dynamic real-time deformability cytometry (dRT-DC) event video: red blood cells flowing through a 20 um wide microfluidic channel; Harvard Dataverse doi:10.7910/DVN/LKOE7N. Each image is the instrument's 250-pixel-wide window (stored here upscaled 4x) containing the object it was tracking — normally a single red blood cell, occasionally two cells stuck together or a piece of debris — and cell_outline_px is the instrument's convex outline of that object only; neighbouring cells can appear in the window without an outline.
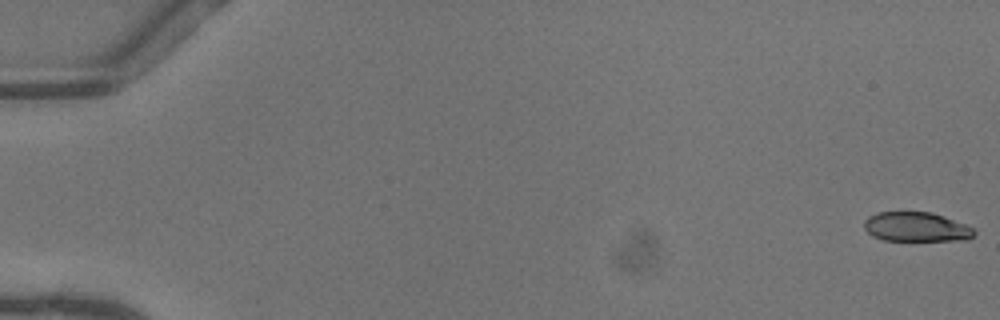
{"species": "common noctule bat (a hibernating species)", "species_latin": "Nyctalus noctula", "temperature_condition": "warm", "stored_images_in_passage": 52, "camera_frame_rate_fps": 3000, "um_per_image_px": 0.085, "animal": {"sex": "female"}, "frame": {"image": 1, "passage_image": 1, "time_ms": 0.0, "image_size_px": [1000, 320], "cell_outline_px": [[976, 232], [968, 240], [884, 240], [872, 236], [864, 228], [864, 220], [868, 216], [876, 212], [932, 212], [944, 216], [964, 224], [972, 228]], "centroid_in_image_um": [77.85, 19.28], "position_along_channel_um": 7.1, "area_um2": 18.84}}
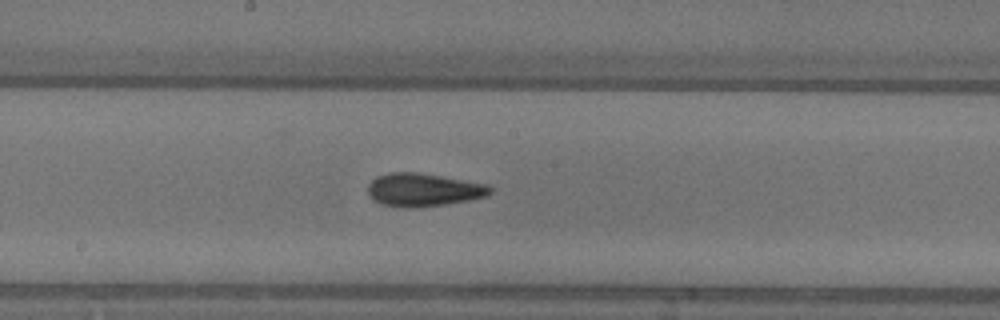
{"frame": {"image": 2, "passage_image": 29, "time_ms": 9.333, "image_size_px": [1000, 320], "cell_outline_px": [[492, 192], [488, 196], [468, 200], [420, 208], [400, 208], [380, 204], [372, 200], [368, 196], [368, 184], [376, 176], [388, 172], [416, 172], [440, 176], [484, 184], [492, 188]], "centroid_in_image_um": [35.91, 16.15], "position_along_channel_um": 212.3, "area_um2": 23.76}}
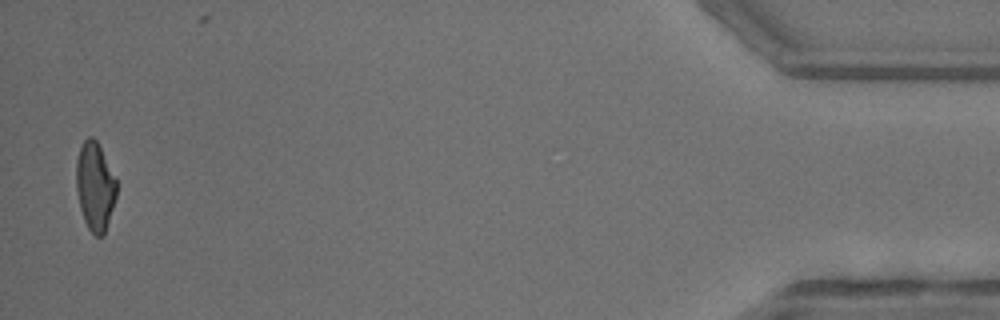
{"frame": {"image": 3, "passage_image": 51, "time_ms": 16.667, "image_size_px": [1000, 320], "cell_outline_px": [[116, 196], [104, 236], [96, 236], [88, 228], [84, 220], [80, 208], [76, 188], [76, 160], [80, 148], [84, 140], [88, 136], [92, 136], [96, 140], [116, 180]], "centroid_in_image_um": [8.06, 15.86], "position_along_channel_um": 427.1, "area_um2": 20.52}, "authors_computed_cell_mechanics": {"area_um2": 21.8484, "velocity_mm_per_s": 4.1264, "shape_relaxation_time_tau1_ms": 5.9719, "shape_relaxation_time_tau2_ms": 2.0337, "deformation_change_tau1": 0.1891, "deformation_change_tau2": 0.0853}}